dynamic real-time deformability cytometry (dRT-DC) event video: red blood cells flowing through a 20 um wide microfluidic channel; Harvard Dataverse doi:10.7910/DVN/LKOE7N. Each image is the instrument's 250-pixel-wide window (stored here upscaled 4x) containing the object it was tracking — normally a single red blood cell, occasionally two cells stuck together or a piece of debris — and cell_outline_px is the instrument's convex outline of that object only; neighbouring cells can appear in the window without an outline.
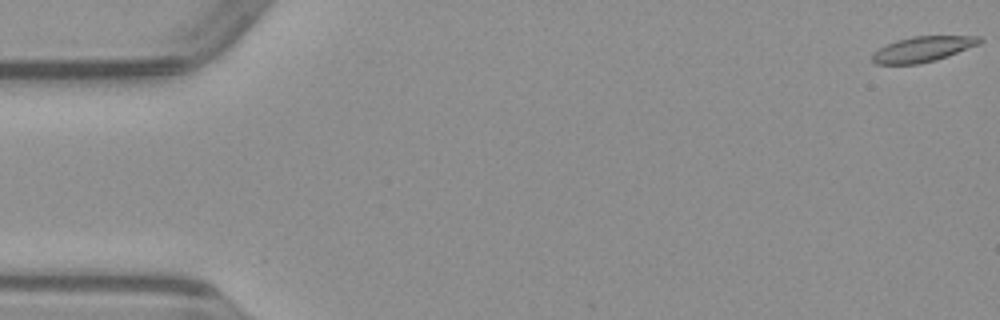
{"species": "common noctule bat (a hibernating species)", "species_latin": "Nyctalus noctula", "temperature_condition": "warm", "stored_images_in_passage": 52, "camera_frame_rate_fps": 3000, "um_per_image_px": 0.085, "animal": {"sex": "male", "body_mass_g": 23.1, "forearm_length_mm": 52.7}, "frame": {"image": 1, "passage_image": 1, "time_ms": 0.0, "image_size_px": [1000, 320], "cell_outline_px": [[984, 40], [980, 44], [948, 56], [936, 60], [920, 64], [876, 64], [872, 60], [872, 52], [896, 40], [912, 36], [980, 36]], "centroid_in_image_um": [78.45, 4.17], "position_along_channel_um": 6.5, "area_um2": 15.95}}
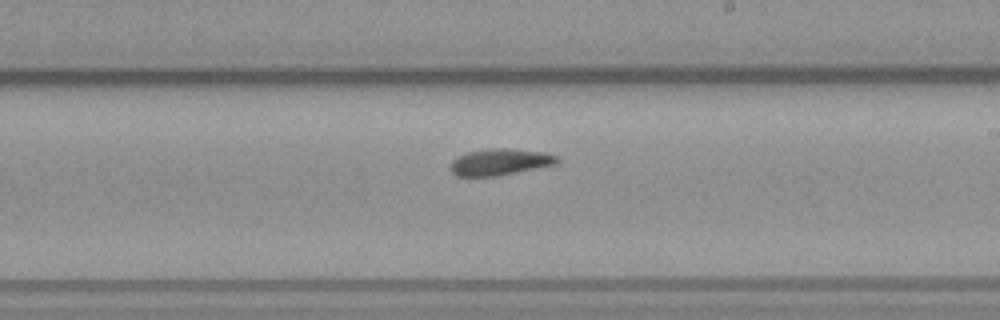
{"frame": {"image": 2, "passage_image": 30, "time_ms": 9.667, "image_size_px": [1000, 320], "cell_outline_px": [[560, 160], [556, 164], [496, 176], [456, 176], [452, 172], [452, 160], [468, 152], [492, 148], [504, 148], [540, 152], [556, 156]], "centroid_in_image_um": [42.49, 13.77], "position_along_channel_um": 246.5, "area_um2": 16.01}}
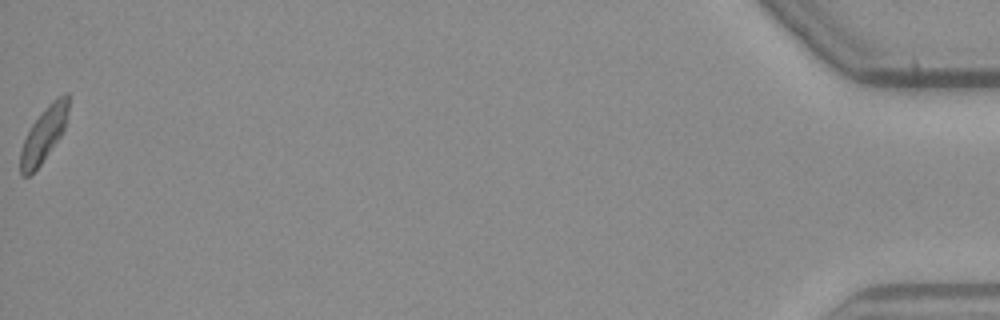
{"frame": {"image": 3, "passage_image": 52, "time_ms": 17.0, "image_size_px": [1000, 320], "cell_outline_px": [[68, 112], [64, 128], [60, 136], [40, 164], [28, 176], [20, 176], [20, 152], [24, 140], [32, 124], [44, 108], [56, 96], [64, 92], [68, 92]], "centroid_in_image_um": [3.72, 11.39], "position_along_channel_um": 431.5, "area_um2": 15.03}}